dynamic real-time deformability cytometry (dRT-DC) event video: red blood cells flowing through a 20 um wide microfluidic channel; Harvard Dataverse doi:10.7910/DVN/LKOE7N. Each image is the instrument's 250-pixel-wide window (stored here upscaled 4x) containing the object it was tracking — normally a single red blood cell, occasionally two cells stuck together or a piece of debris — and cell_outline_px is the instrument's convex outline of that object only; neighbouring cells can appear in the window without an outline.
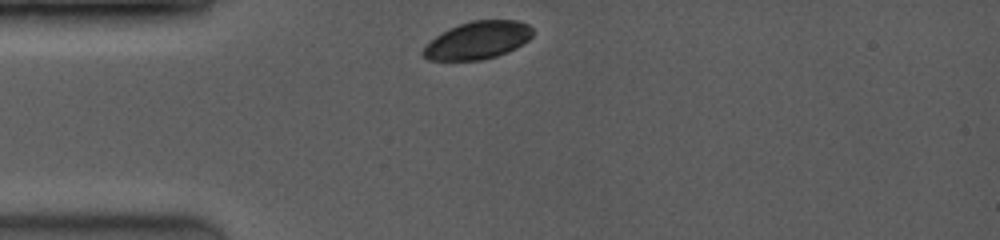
{"species": "common noctule bat (a hibernating species)", "species_latin": "Nyctalus noctula", "temperature_condition": "room temperature", "stored_images_in_passage": 7, "camera_frame_rate_fps": 3500, "um_per_image_px": 0.085, "animal": {"sex": "female", "body_mass_g": 19.0, "forearm_length_mm": 53.3}, "frame": {"image": 1, "passage_image": 1, "time_ms": 0.0, "image_size_px": [1000, 240], "cell_outline_px": [[532, 36], [528, 40], [516, 48], [508, 52], [496, 56], [480, 60], [428, 60], [420, 52], [424, 44], [436, 36], [460, 24], [472, 20], [516, 20], [528, 24], [532, 28]], "centroid_in_image_um": [40.59, 3.43], "position_along_channel_um": 44.4, "area_um2": 23.99}}
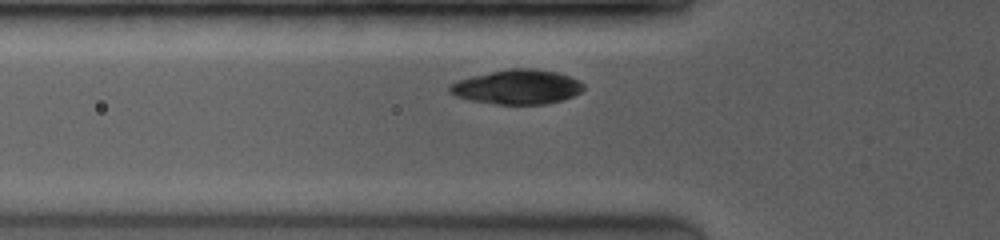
{"frame": {"image": 2, "passage_image": 3, "time_ms": 1.429, "image_size_px": [1000, 240], "cell_outline_px": [[584, 88], [580, 92], [572, 96], [560, 100], [544, 104], [496, 104], [468, 100], [456, 96], [448, 92], [448, 84], [472, 76], [508, 68], [536, 68], [556, 72], [580, 80], [584, 84]], "centroid_in_image_um": [43.94, 7.38], "position_along_channel_um": 81.9, "area_um2": 26.93}}
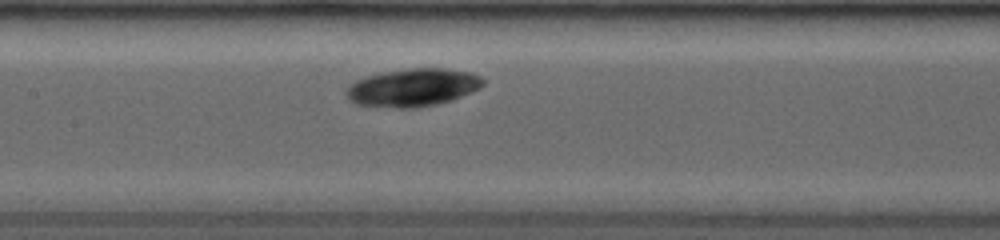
{"frame": {"image": 3, "passage_image": 7, "time_ms": 3.714, "image_size_px": [1000, 240], "cell_outline_px": [[484, 84], [480, 88], [452, 100], [436, 104], [416, 108], [396, 108], [356, 104], [348, 100], [344, 92], [356, 80], [364, 76], [380, 72], [412, 68], [448, 68], [472, 72], [480, 76], [484, 80]], "centroid_in_image_um": [35.09, 7.43], "position_along_channel_um": 172.3, "area_um2": 30.46}}